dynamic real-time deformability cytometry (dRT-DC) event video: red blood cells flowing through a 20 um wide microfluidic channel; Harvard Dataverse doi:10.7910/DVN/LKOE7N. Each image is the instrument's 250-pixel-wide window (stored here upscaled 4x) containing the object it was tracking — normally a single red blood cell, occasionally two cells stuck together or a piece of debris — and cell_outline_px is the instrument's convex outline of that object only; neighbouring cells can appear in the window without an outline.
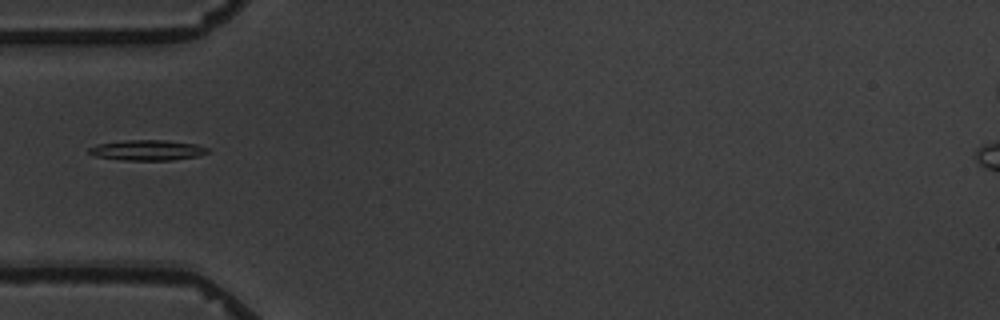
{"species": "common noctule bat (a hibernating species)", "species_latin": "Nyctalus noctula", "temperature_condition": "warm", "stored_images_in_passage": 1, "camera_frame_rate_fps": 3000, "um_per_image_px": 0.085, "animal": {"sex": "male", "body_mass_g": 19.5, "forearm_length_mm": 54.6}, "frame": {"image": 1, "passage_image": 1, "time_ms": 0.0, "image_size_px": [1000, 320], "cell_outline_px": [[208, 152], [200, 156], [172, 160], [124, 160], [96, 156], [88, 152], [88, 148], [96, 144], [128, 140], [164, 140], [196, 144], [208, 148]], "centroid_in_image_um": [12.54, 12.76], "position_along_channel_um": 72.5, "area_um2": 14.05}}